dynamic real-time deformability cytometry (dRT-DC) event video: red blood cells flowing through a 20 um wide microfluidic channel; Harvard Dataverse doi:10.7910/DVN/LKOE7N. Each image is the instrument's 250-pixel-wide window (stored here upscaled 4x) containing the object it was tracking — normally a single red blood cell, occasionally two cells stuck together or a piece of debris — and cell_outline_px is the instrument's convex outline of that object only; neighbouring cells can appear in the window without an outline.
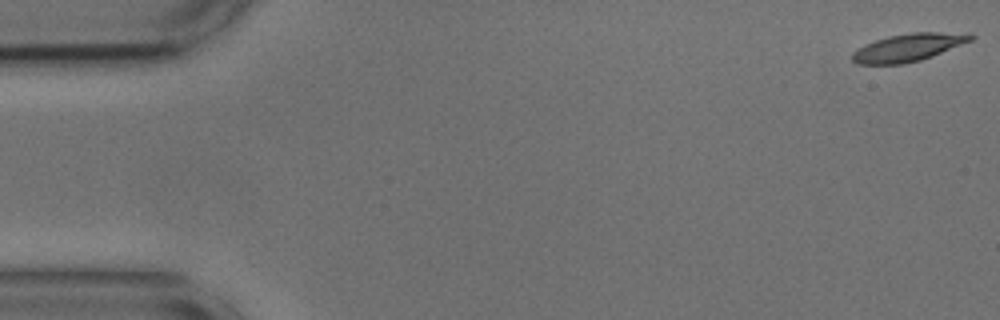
{"species": "common noctule bat (a hibernating species)", "species_latin": "Nyctalus noctula", "temperature_condition": "cold", "stored_images_in_passage": 55, "camera_frame_rate_fps": 3000, "um_per_image_px": 0.085, "animal": {"sex": "male", "body_mass_g": 17.9, "forearm_length_mm": 54.2}, "frame": {"image": 1, "passage_image": 1, "time_ms": 0.0, "image_size_px": [1000, 320], "cell_outline_px": [[976, 36], [972, 40], [932, 56], [920, 60], [904, 64], [856, 64], [852, 60], [852, 52], [864, 44], [888, 36], [912, 32], [936, 32]], "centroid_in_image_um": [77.11, 4.05], "position_along_channel_um": 7.9, "area_um2": 18.79}}
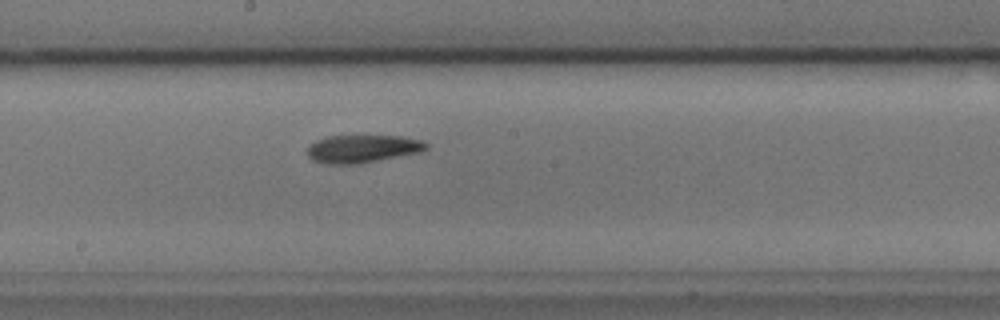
{"frame": {"image": 2, "passage_image": 29, "time_ms": 9.333, "image_size_px": [1000, 320], "cell_outline_px": [[428, 148], [420, 152], [360, 164], [324, 164], [312, 160], [308, 156], [308, 144], [316, 140], [328, 136], [404, 136], [420, 140], [428, 144]], "centroid_in_image_um": [30.79, 12.65], "position_along_channel_um": 217.4, "area_um2": 19.42}}
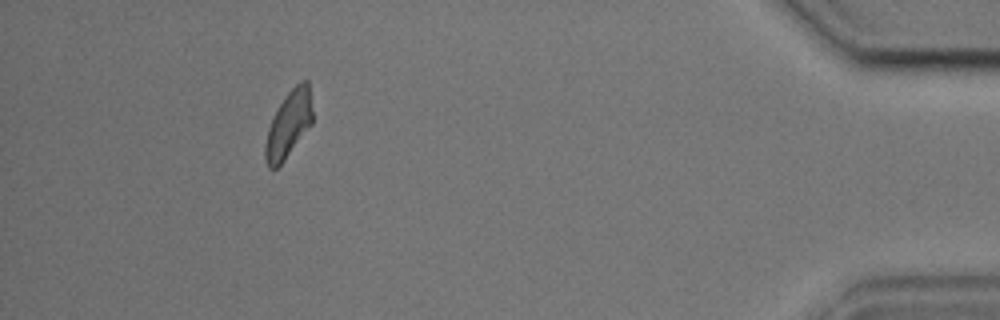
{"frame": {"image": 3, "passage_image": 50, "time_ms": 16.333, "image_size_px": [1000, 320], "cell_outline_px": [[312, 124], [284, 160], [272, 172], [268, 168], [264, 160], [264, 144], [268, 128], [272, 116], [284, 96], [300, 80], [308, 80], [312, 112]], "centroid_in_image_um": [24.49, 10.59], "position_along_channel_um": 410.7, "area_um2": 18.55}, "authors_computed_cell_mechanics": {"area_um2": 18.9584, "velocity_mm_per_s": 3.6274, "shape_relaxation_time_tau1_ms": null, "shape_relaxation_time_tau2_ms": 8.2729, "deformation_change_tau1": null, "deformation_change_tau2": 0.1675}}